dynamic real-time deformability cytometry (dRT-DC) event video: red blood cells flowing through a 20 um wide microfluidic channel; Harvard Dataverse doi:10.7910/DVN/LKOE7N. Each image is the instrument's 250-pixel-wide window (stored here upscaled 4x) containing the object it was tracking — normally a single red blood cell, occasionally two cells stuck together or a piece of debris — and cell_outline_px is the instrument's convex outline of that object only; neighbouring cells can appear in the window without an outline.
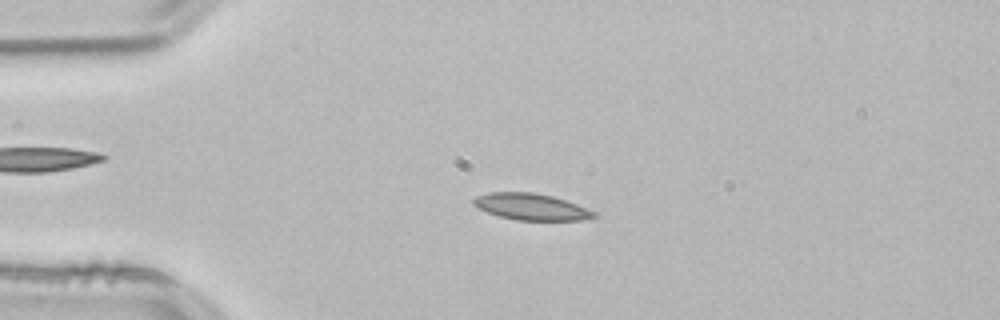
{"species": "common noctule bat (a hibernating species)", "species_latin": "Nyctalus noctula", "temperature_condition": "room temperature", "stored_images_in_passage": 46, "camera_frame_rate_fps": 3000, "um_per_image_px": 0.085, "animal": {"sex": "male", "body_mass_g": 21.5, "forearm_length_mm": 52.0}, "frame": {"image": 1, "passage_image": 5, "time_ms": 1.333, "image_size_px": [1000, 320], "cell_outline_px": [[596, 216], [580, 220], [516, 220], [500, 216], [488, 212], [472, 204], [472, 200], [476, 196], [488, 192], [532, 192], [552, 196], [576, 204], [596, 212]], "centroid_in_image_um": [45.12, 17.57], "position_along_channel_um": 39.9, "area_um2": 18.38}}
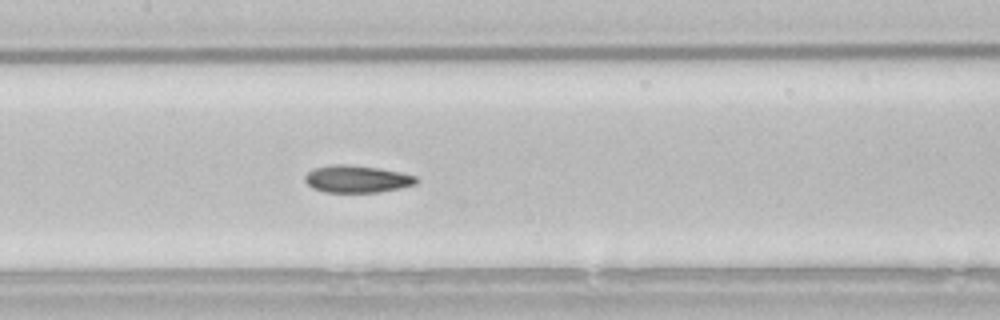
{"frame": {"image": 2, "passage_image": 18, "time_ms": 5.667, "image_size_px": [1000, 320], "cell_outline_px": [[420, 180], [416, 184], [400, 188], [380, 192], [324, 192], [312, 188], [304, 180], [304, 176], [312, 168], [328, 164], [344, 164], [376, 168], [400, 172], [416, 176]], "centroid_in_image_um": [30.31, 15.21], "position_along_channel_um": 177.1, "area_um2": 17.8}}
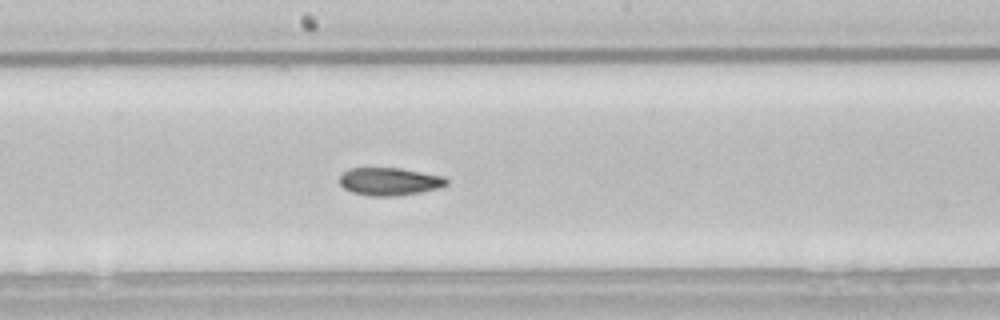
{"frame": {"image": 3, "passage_image": 21, "time_ms": 6.667, "image_size_px": [1000, 320], "cell_outline_px": [[448, 184], [436, 188], [420, 192], [396, 196], [368, 196], [352, 192], [344, 188], [340, 184], [340, 172], [348, 168], [400, 168], [444, 176], [448, 180]], "centroid_in_image_um": [33.07, 15.42], "position_along_channel_um": 215.1, "area_um2": 17.4}, "authors_computed_cell_mechanics": {"area_um2": 17.629, "velocity_mm_per_s": 3.8141, "shape_relaxation_time_tau1_ms": null, "shape_relaxation_time_tau2_ms": 2.701, "deformation_change_tau1": null, "deformation_change_tau2": 0.0703}}